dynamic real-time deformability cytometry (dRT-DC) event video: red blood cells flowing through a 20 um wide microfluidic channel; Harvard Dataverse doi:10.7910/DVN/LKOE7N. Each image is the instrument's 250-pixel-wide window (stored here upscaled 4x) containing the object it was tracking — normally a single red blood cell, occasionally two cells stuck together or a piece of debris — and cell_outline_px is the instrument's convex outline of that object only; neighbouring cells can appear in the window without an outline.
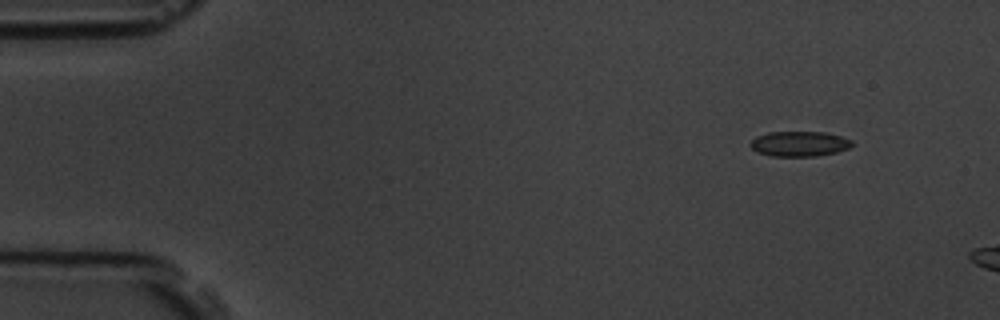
{"species": "common noctule bat (a hibernating species)", "species_latin": "Nyctalus noctula", "temperature_condition": "room temperature", "stored_images_in_passage": 3, "camera_frame_rate_fps": 3000, "um_per_image_px": 0.085, "animal": {"sex": "male", "body_mass_g": 19.5, "forearm_length_mm": 54.6}, "frame": {"image": 1, "passage_image": 1, "time_ms": 0.0, "image_size_px": [1000, 320], "cell_outline_px": [[856, 144], [848, 148], [836, 152], [816, 156], [772, 156], [756, 152], [748, 144], [756, 136], [768, 132], [824, 132], [840, 136], [852, 140]], "centroid_in_image_um": [67.94, 12.22], "position_along_channel_um": 17.1, "area_um2": 14.97}}